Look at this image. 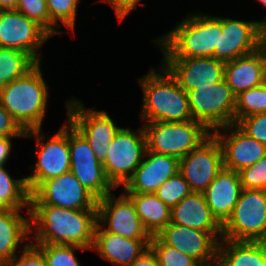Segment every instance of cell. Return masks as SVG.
Returning <instances> with one entry per match:
<instances>
[{
    "instance_id": "obj_28",
    "label": "cell",
    "mask_w": 266,
    "mask_h": 266,
    "mask_svg": "<svg viewBox=\"0 0 266 266\" xmlns=\"http://www.w3.org/2000/svg\"><path fill=\"white\" fill-rule=\"evenodd\" d=\"M36 63L24 51L0 47V88L23 76Z\"/></svg>"
},
{
    "instance_id": "obj_23",
    "label": "cell",
    "mask_w": 266,
    "mask_h": 266,
    "mask_svg": "<svg viewBox=\"0 0 266 266\" xmlns=\"http://www.w3.org/2000/svg\"><path fill=\"white\" fill-rule=\"evenodd\" d=\"M222 235V225L213 216L203 193L191 192L171 208V222Z\"/></svg>"
},
{
    "instance_id": "obj_10",
    "label": "cell",
    "mask_w": 266,
    "mask_h": 266,
    "mask_svg": "<svg viewBox=\"0 0 266 266\" xmlns=\"http://www.w3.org/2000/svg\"><path fill=\"white\" fill-rule=\"evenodd\" d=\"M70 171L98 200L114 188L86 138L69 123Z\"/></svg>"
},
{
    "instance_id": "obj_12",
    "label": "cell",
    "mask_w": 266,
    "mask_h": 266,
    "mask_svg": "<svg viewBox=\"0 0 266 266\" xmlns=\"http://www.w3.org/2000/svg\"><path fill=\"white\" fill-rule=\"evenodd\" d=\"M49 37L40 25L18 10L0 11V47L24 51L40 62L36 48Z\"/></svg>"
},
{
    "instance_id": "obj_48",
    "label": "cell",
    "mask_w": 266,
    "mask_h": 266,
    "mask_svg": "<svg viewBox=\"0 0 266 266\" xmlns=\"http://www.w3.org/2000/svg\"><path fill=\"white\" fill-rule=\"evenodd\" d=\"M259 1L262 2L266 6V0H259Z\"/></svg>"
},
{
    "instance_id": "obj_17",
    "label": "cell",
    "mask_w": 266,
    "mask_h": 266,
    "mask_svg": "<svg viewBox=\"0 0 266 266\" xmlns=\"http://www.w3.org/2000/svg\"><path fill=\"white\" fill-rule=\"evenodd\" d=\"M66 128L67 126L62 127L45 145L38 142L39 159L34 166V174L25 178L30 194L43 181L70 172L69 131Z\"/></svg>"
},
{
    "instance_id": "obj_5",
    "label": "cell",
    "mask_w": 266,
    "mask_h": 266,
    "mask_svg": "<svg viewBox=\"0 0 266 266\" xmlns=\"http://www.w3.org/2000/svg\"><path fill=\"white\" fill-rule=\"evenodd\" d=\"M147 151L181 159L210 136V131L195 120L149 122L144 128Z\"/></svg>"
},
{
    "instance_id": "obj_47",
    "label": "cell",
    "mask_w": 266,
    "mask_h": 266,
    "mask_svg": "<svg viewBox=\"0 0 266 266\" xmlns=\"http://www.w3.org/2000/svg\"><path fill=\"white\" fill-rule=\"evenodd\" d=\"M217 264H215L214 266H223L222 264H221V262L217 259V262H216ZM199 266H210V265H205V264H200Z\"/></svg>"
},
{
    "instance_id": "obj_37",
    "label": "cell",
    "mask_w": 266,
    "mask_h": 266,
    "mask_svg": "<svg viewBox=\"0 0 266 266\" xmlns=\"http://www.w3.org/2000/svg\"><path fill=\"white\" fill-rule=\"evenodd\" d=\"M237 125L249 136L266 146V113L241 118Z\"/></svg>"
},
{
    "instance_id": "obj_4",
    "label": "cell",
    "mask_w": 266,
    "mask_h": 266,
    "mask_svg": "<svg viewBox=\"0 0 266 266\" xmlns=\"http://www.w3.org/2000/svg\"><path fill=\"white\" fill-rule=\"evenodd\" d=\"M165 57H213L219 49V18L193 16L162 37Z\"/></svg>"
},
{
    "instance_id": "obj_46",
    "label": "cell",
    "mask_w": 266,
    "mask_h": 266,
    "mask_svg": "<svg viewBox=\"0 0 266 266\" xmlns=\"http://www.w3.org/2000/svg\"><path fill=\"white\" fill-rule=\"evenodd\" d=\"M266 266V241H263V265Z\"/></svg>"
},
{
    "instance_id": "obj_2",
    "label": "cell",
    "mask_w": 266,
    "mask_h": 266,
    "mask_svg": "<svg viewBox=\"0 0 266 266\" xmlns=\"http://www.w3.org/2000/svg\"><path fill=\"white\" fill-rule=\"evenodd\" d=\"M47 87L44 82L40 64L37 62L23 76L0 88V104L10 113L14 120L26 132L28 137L34 134L37 140L45 114Z\"/></svg>"
},
{
    "instance_id": "obj_20",
    "label": "cell",
    "mask_w": 266,
    "mask_h": 266,
    "mask_svg": "<svg viewBox=\"0 0 266 266\" xmlns=\"http://www.w3.org/2000/svg\"><path fill=\"white\" fill-rule=\"evenodd\" d=\"M236 131L226 140L215 130L213 135L220 143L223 154V167L238 172L258 162L266 155V146L245 133L236 123Z\"/></svg>"
},
{
    "instance_id": "obj_3",
    "label": "cell",
    "mask_w": 266,
    "mask_h": 266,
    "mask_svg": "<svg viewBox=\"0 0 266 266\" xmlns=\"http://www.w3.org/2000/svg\"><path fill=\"white\" fill-rule=\"evenodd\" d=\"M161 71L165 76L152 71L142 79L141 87L144 92L143 118L150 122H185L193 120L188 93L166 68Z\"/></svg>"
},
{
    "instance_id": "obj_19",
    "label": "cell",
    "mask_w": 266,
    "mask_h": 266,
    "mask_svg": "<svg viewBox=\"0 0 266 266\" xmlns=\"http://www.w3.org/2000/svg\"><path fill=\"white\" fill-rule=\"evenodd\" d=\"M146 155L149 159L142 161L124 186L127 193H155L168 178L179 172V159L147 150Z\"/></svg>"
},
{
    "instance_id": "obj_18",
    "label": "cell",
    "mask_w": 266,
    "mask_h": 266,
    "mask_svg": "<svg viewBox=\"0 0 266 266\" xmlns=\"http://www.w3.org/2000/svg\"><path fill=\"white\" fill-rule=\"evenodd\" d=\"M217 233H208L187 226L169 223L157 236L168 246L184 252L199 264H208L212 258H218Z\"/></svg>"
},
{
    "instance_id": "obj_25",
    "label": "cell",
    "mask_w": 266,
    "mask_h": 266,
    "mask_svg": "<svg viewBox=\"0 0 266 266\" xmlns=\"http://www.w3.org/2000/svg\"><path fill=\"white\" fill-rule=\"evenodd\" d=\"M18 211L0 209V266L15 256L18 243L26 239V233L32 232V225Z\"/></svg>"
},
{
    "instance_id": "obj_34",
    "label": "cell",
    "mask_w": 266,
    "mask_h": 266,
    "mask_svg": "<svg viewBox=\"0 0 266 266\" xmlns=\"http://www.w3.org/2000/svg\"><path fill=\"white\" fill-rule=\"evenodd\" d=\"M45 256L48 266H79L74 256L77 248L85 249L75 245L64 244H37Z\"/></svg>"
},
{
    "instance_id": "obj_24",
    "label": "cell",
    "mask_w": 266,
    "mask_h": 266,
    "mask_svg": "<svg viewBox=\"0 0 266 266\" xmlns=\"http://www.w3.org/2000/svg\"><path fill=\"white\" fill-rule=\"evenodd\" d=\"M224 79L232 92H240L264 83L263 44L256 51L225 62Z\"/></svg>"
},
{
    "instance_id": "obj_42",
    "label": "cell",
    "mask_w": 266,
    "mask_h": 266,
    "mask_svg": "<svg viewBox=\"0 0 266 266\" xmlns=\"http://www.w3.org/2000/svg\"><path fill=\"white\" fill-rule=\"evenodd\" d=\"M12 137H0V167H3L11 149Z\"/></svg>"
},
{
    "instance_id": "obj_16",
    "label": "cell",
    "mask_w": 266,
    "mask_h": 266,
    "mask_svg": "<svg viewBox=\"0 0 266 266\" xmlns=\"http://www.w3.org/2000/svg\"><path fill=\"white\" fill-rule=\"evenodd\" d=\"M111 196V193L107 194L97 204V221L109 222L105 231L131 239H151L132 200L125 194L117 200Z\"/></svg>"
},
{
    "instance_id": "obj_13",
    "label": "cell",
    "mask_w": 266,
    "mask_h": 266,
    "mask_svg": "<svg viewBox=\"0 0 266 266\" xmlns=\"http://www.w3.org/2000/svg\"><path fill=\"white\" fill-rule=\"evenodd\" d=\"M261 25L219 18V49H215L213 57L227 62L256 51L262 43Z\"/></svg>"
},
{
    "instance_id": "obj_14",
    "label": "cell",
    "mask_w": 266,
    "mask_h": 266,
    "mask_svg": "<svg viewBox=\"0 0 266 266\" xmlns=\"http://www.w3.org/2000/svg\"><path fill=\"white\" fill-rule=\"evenodd\" d=\"M79 101L68 102L69 123L72 124L89 142L96 158L103 163L106 159L109 144L116 132V127L104 111H85Z\"/></svg>"
},
{
    "instance_id": "obj_8",
    "label": "cell",
    "mask_w": 266,
    "mask_h": 266,
    "mask_svg": "<svg viewBox=\"0 0 266 266\" xmlns=\"http://www.w3.org/2000/svg\"><path fill=\"white\" fill-rule=\"evenodd\" d=\"M139 133L137 136L129 129L120 128L109 144L102 164L106 178L114 188L121 184L125 186L142 163L147 146L144 129Z\"/></svg>"
},
{
    "instance_id": "obj_40",
    "label": "cell",
    "mask_w": 266,
    "mask_h": 266,
    "mask_svg": "<svg viewBox=\"0 0 266 266\" xmlns=\"http://www.w3.org/2000/svg\"><path fill=\"white\" fill-rule=\"evenodd\" d=\"M107 1L115 10V13L120 21L134 9L136 3L140 0H103Z\"/></svg>"
},
{
    "instance_id": "obj_27",
    "label": "cell",
    "mask_w": 266,
    "mask_h": 266,
    "mask_svg": "<svg viewBox=\"0 0 266 266\" xmlns=\"http://www.w3.org/2000/svg\"><path fill=\"white\" fill-rule=\"evenodd\" d=\"M224 241L230 246L228 249L218 246L217 258L223 266L263 265V241L222 240Z\"/></svg>"
},
{
    "instance_id": "obj_11",
    "label": "cell",
    "mask_w": 266,
    "mask_h": 266,
    "mask_svg": "<svg viewBox=\"0 0 266 266\" xmlns=\"http://www.w3.org/2000/svg\"><path fill=\"white\" fill-rule=\"evenodd\" d=\"M223 168L220 143L210 135L180 159L179 172L192 192L203 193Z\"/></svg>"
},
{
    "instance_id": "obj_43",
    "label": "cell",
    "mask_w": 266,
    "mask_h": 266,
    "mask_svg": "<svg viewBox=\"0 0 266 266\" xmlns=\"http://www.w3.org/2000/svg\"><path fill=\"white\" fill-rule=\"evenodd\" d=\"M18 0H0V11L16 9Z\"/></svg>"
},
{
    "instance_id": "obj_31",
    "label": "cell",
    "mask_w": 266,
    "mask_h": 266,
    "mask_svg": "<svg viewBox=\"0 0 266 266\" xmlns=\"http://www.w3.org/2000/svg\"><path fill=\"white\" fill-rule=\"evenodd\" d=\"M149 247L155 253L159 266H199L192 257L166 245L157 235L152 236Z\"/></svg>"
},
{
    "instance_id": "obj_7",
    "label": "cell",
    "mask_w": 266,
    "mask_h": 266,
    "mask_svg": "<svg viewBox=\"0 0 266 266\" xmlns=\"http://www.w3.org/2000/svg\"><path fill=\"white\" fill-rule=\"evenodd\" d=\"M188 93L192 118L208 130L227 129L235 124L236 95L225 79L212 86H198Z\"/></svg>"
},
{
    "instance_id": "obj_44",
    "label": "cell",
    "mask_w": 266,
    "mask_h": 266,
    "mask_svg": "<svg viewBox=\"0 0 266 266\" xmlns=\"http://www.w3.org/2000/svg\"><path fill=\"white\" fill-rule=\"evenodd\" d=\"M262 44L266 45V22H262Z\"/></svg>"
},
{
    "instance_id": "obj_6",
    "label": "cell",
    "mask_w": 266,
    "mask_h": 266,
    "mask_svg": "<svg viewBox=\"0 0 266 266\" xmlns=\"http://www.w3.org/2000/svg\"><path fill=\"white\" fill-rule=\"evenodd\" d=\"M222 240L266 241V190L242 189L222 225Z\"/></svg>"
},
{
    "instance_id": "obj_30",
    "label": "cell",
    "mask_w": 266,
    "mask_h": 266,
    "mask_svg": "<svg viewBox=\"0 0 266 266\" xmlns=\"http://www.w3.org/2000/svg\"><path fill=\"white\" fill-rule=\"evenodd\" d=\"M257 113H266V83L240 92L236 96L235 122Z\"/></svg>"
},
{
    "instance_id": "obj_35",
    "label": "cell",
    "mask_w": 266,
    "mask_h": 266,
    "mask_svg": "<svg viewBox=\"0 0 266 266\" xmlns=\"http://www.w3.org/2000/svg\"><path fill=\"white\" fill-rule=\"evenodd\" d=\"M16 10L35 21L50 35V17L46 0H18Z\"/></svg>"
},
{
    "instance_id": "obj_29",
    "label": "cell",
    "mask_w": 266,
    "mask_h": 266,
    "mask_svg": "<svg viewBox=\"0 0 266 266\" xmlns=\"http://www.w3.org/2000/svg\"><path fill=\"white\" fill-rule=\"evenodd\" d=\"M29 204L30 193L25 178L14 180L0 167V209L20 210Z\"/></svg>"
},
{
    "instance_id": "obj_32",
    "label": "cell",
    "mask_w": 266,
    "mask_h": 266,
    "mask_svg": "<svg viewBox=\"0 0 266 266\" xmlns=\"http://www.w3.org/2000/svg\"><path fill=\"white\" fill-rule=\"evenodd\" d=\"M192 191L183 175L178 172L168 178L155 192L157 197L170 208L178 204Z\"/></svg>"
},
{
    "instance_id": "obj_1",
    "label": "cell",
    "mask_w": 266,
    "mask_h": 266,
    "mask_svg": "<svg viewBox=\"0 0 266 266\" xmlns=\"http://www.w3.org/2000/svg\"><path fill=\"white\" fill-rule=\"evenodd\" d=\"M29 216L37 225V244L75 245L92 248L97 210H74L52 205H32Z\"/></svg>"
},
{
    "instance_id": "obj_38",
    "label": "cell",
    "mask_w": 266,
    "mask_h": 266,
    "mask_svg": "<svg viewBox=\"0 0 266 266\" xmlns=\"http://www.w3.org/2000/svg\"><path fill=\"white\" fill-rule=\"evenodd\" d=\"M17 256L15 255L9 262L4 266H48L45 256L38 246L35 244H26L23 254L16 262Z\"/></svg>"
},
{
    "instance_id": "obj_45",
    "label": "cell",
    "mask_w": 266,
    "mask_h": 266,
    "mask_svg": "<svg viewBox=\"0 0 266 266\" xmlns=\"http://www.w3.org/2000/svg\"><path fill=\"white\" fill-rule=\"evenodd\" d=\"M263 54H264V82L266 83V45L263 44Z\"/></svg>"
},
{
    "instance_id": "obj_9",
    "label": "cell",
    "mask_w": 266,
    "mask_h": 266,
    "mask_svg": "<svg viewBox=\"0 0 266 266\" xmlns=\"http://www.w3.org/2000/svg\"><path fill=\"white\" fill-rule=\"evenodd\" d=\"M98 199L70 171L43 181L31 194L29 205H52L74 210H97Z\"/></svg>"
},
{
    "instance_id": "obj_21",
    "label": "cell",
    "mask_w": 266,
    "mask_h": 266,
    "mask_svg": "<svg viewBox=\"0 0 266 266\" xmlns=\"http://www.w3.org/2000/svg\"><path fill=\"white\" fill-rule=\"evenodd\" d=\"M241 190L238 172L223 168L203 192L213 216L221 225L230 217Z\"/></svg>"
},
{
    "instance_id": "obj_39",
    "label": "cell",
    "mask_w": 266,
    "mask_h": 266,
    "mask_svg": "<svg viewBox=\"0 0 266 266\" xmlns=\"http://www.w3.org/2000/svg\"><path fill=\"white\" fill-rule=\"evenodd\" d=\"M25 131L0 104V137H22Z\"/></svg>"
},
{
    "instance_id": "obj_41",
    "label": "cell",
    "mask_w": 266,
    "mask_h": 266,
    "mask_svg": "<svg viewBox=\"0 0 266 266\" xmlns=\"http://www.w3.org/2000/svg\"><path fill=\"white\" fill-rule=\"evenodd\" d=\"M130 266H159L157 257L148 247Z\"/></svg>"
},
{
    "instance_id": "obj_22",
    "label": "cell",
    "mask_w": 266,
    "mask_h": 266,
    "mask_svg": "<svg viewBox=\"0 0 266 266\" xmlns=\"http://www.w3.org/2000/svg\"><path fill=\"white\" fill-rule=\"evenodd\" d=\"M100 228L97 223L91 249H97L100 256L113 264L130 266L149 247L151 241L122 237L105 230L99 231Z\"/></svg>"
},
{
    "instance_id": "obj_33",
    "label": "cell",
    "mask_w": 266,
    "mask_h": 266,
    "mask_svg": "<svg viewBox=\"0 0 266 266\" xmlns=\"http://www.w3.org/2000/svg\"><path fill=\"white\" fill-rule=\"evenodd\" d=\"M50 17V36L57 34L51 24L61 20L67 28L74 29L78 0H46Z\"/></svg>"
},
{
    "instance_id": "obj_36",
    "label": "cell",
    "mask_w": 266,
    "mask_h": 266,
    "mask_svg": "<svg viewBox=\"0 0 266 266\" xmlns=\"http://www.w3.org/2000/svg\"><path fill=\"white\" fill-rule=\"evenodd\" d=\"M242 189L266 190V155L238 171Z\"/></svg>"
},
{
    "instance_id": "obj_26",
    "label": "cell",
    "mask_w": 266,
    "mask_h": 266,
    "mask_svg": "<svg viewBox=\"0 0 266 266\" xmlns=\"http://www.w3.org/2000/svg\"><path fill=\"white\" fill-rule=\"evenodd\" d=\"M138 217L151 236L157 235L171 222V208L155 193H127Z\"/></svg>"
},
{
    "instance_id": "obj_15",
    "label": "cell",
    "mask_w": 266,
    "mask_h": 266,
    "mask_svg": "<svg viewBox=\"0 0 266 266\" xmlns=\"http://www.w3.org/2000/svg\"><path fill=\"white\" fill-rule=\"evenodd\" d=\"M165 67L186 91L224 79L225 62L214 57H165Z\"/></svg>"
}]
</instances>
